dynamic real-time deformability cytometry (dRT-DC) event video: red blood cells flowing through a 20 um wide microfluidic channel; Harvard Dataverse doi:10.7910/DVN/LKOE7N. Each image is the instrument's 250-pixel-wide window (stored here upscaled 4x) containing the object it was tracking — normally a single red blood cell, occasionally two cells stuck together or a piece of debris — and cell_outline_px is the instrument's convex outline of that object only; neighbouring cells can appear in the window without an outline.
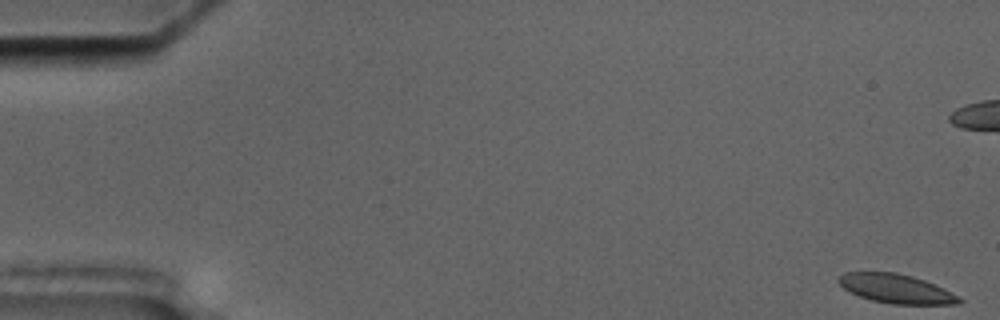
{"species": "common noctule bat (a hibernating species)", "species_latin": "Nyctalus noctula", "temperature_condition": "cold", "stored_images_in_passage": 5, "camera_frame_rate_fps": 3000, "um_per_image_px": 0.085, "animal": {"sex": "male", "body_mass_g": 17.5, "forearm_length_mm": 52.3}, "frame": {"image": 1, "passage_image": 1, "time_ms": 0.0, "image_size_px": [1000, 320], "cell_outline_px": [[964, 300], [960, 304], [892, 304], [872, 300], [860, 296], [844, 288], [836, 280], [844, 272], [896, 272], [912, 276], [924, 280], [944, 288]], "centroid_in_image_um": [76.19, 24.53], "position_along_channel_um": 8.8, "area_um2": 20.29}}